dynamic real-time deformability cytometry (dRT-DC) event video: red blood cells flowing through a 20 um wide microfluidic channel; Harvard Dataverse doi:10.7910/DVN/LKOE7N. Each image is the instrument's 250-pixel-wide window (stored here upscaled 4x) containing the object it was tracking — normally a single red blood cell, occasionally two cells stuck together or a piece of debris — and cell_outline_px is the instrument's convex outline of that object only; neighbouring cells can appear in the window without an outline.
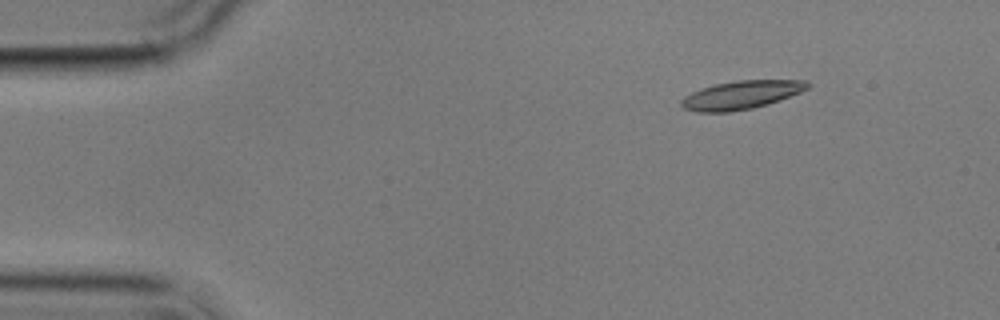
{"species": "common noctule bat (a hibernating species)", "species_latin": "Nyctalus noctula", "temperature_condition": "cold", "stored_images_in_passage": 8, "camera_frame_rate_fps": 3000, "um_per_image_px": 0.085, "animal": {"sex": "male", "body_mass_g": 17.9}, "frame": {"image": 1, "passage_image": 1, "time_ms": 0.0, "image_size_px": [1000, 320], "cell_outline_px": [[812, 84], [808, 88], [800, 92], [780, 100], [768, 104], [752, 108], [728, 112], [696, 112], [684, 108], [680, 104], [680, 100], [684, 96], [700, 88], [716, 84], [736, 80], [808, 80]], "centroid_in_image_um": [63.01, 8.06], "position_along_channel_um": 22.0, "area_um2": 20.98}}
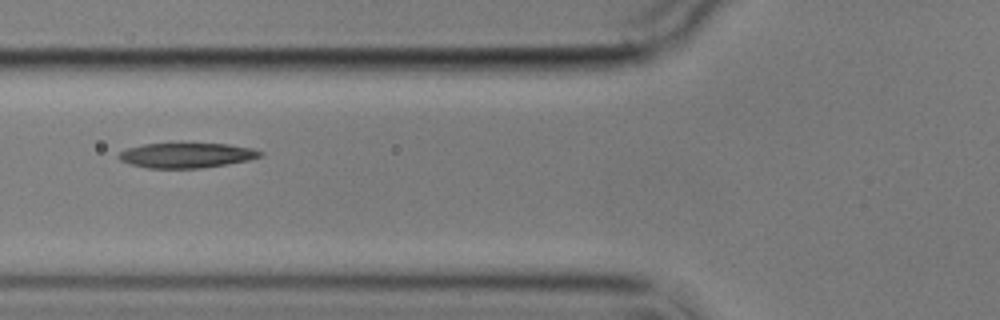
{"frame": {"image": 2, "passage_image": 5, "time_ms": 4.667, "image_size_px": [1000, 320], "cell_outline_px": [[264, 156], [248, 160], [204, 168], [148, 168], [132, 164], [120, 160], [116, 156], [120, 152], [128, 148], [144, 144], [228, 144], [252, 148], [264, 152]], "centroid_in_image_um": [15.89, 13.21], "position_along_channel_um": 109.9, "area_um2": 20.46}}
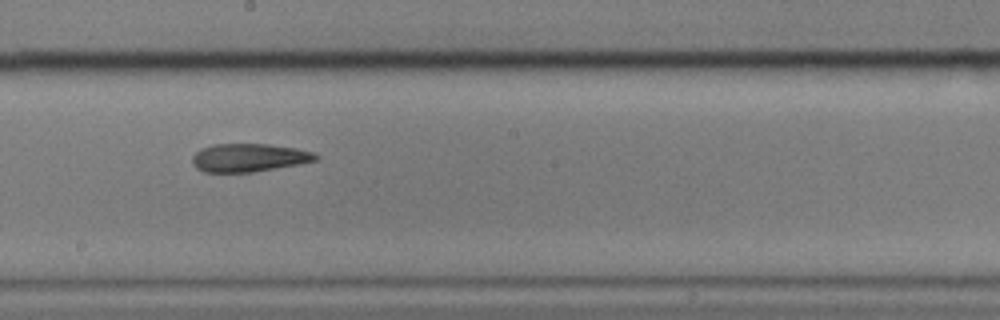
{"frame": {"image": 3, "passage_image": 8, "time_ms": 8.0, "image_size_px": [1000, 320], "cell_outline_px": [[320, 156], [316, 160], [300, 164], [252, 172], [204, 172], [196, 168], [192, 164], [192, 156], [200, 148], [212, 144], [268, 144], [296, 148], [316, 152]], "centroid_in_image_um": [21.16, 13.4], "position_along_channel_um": 227.0, "area_um2": 20.46}}